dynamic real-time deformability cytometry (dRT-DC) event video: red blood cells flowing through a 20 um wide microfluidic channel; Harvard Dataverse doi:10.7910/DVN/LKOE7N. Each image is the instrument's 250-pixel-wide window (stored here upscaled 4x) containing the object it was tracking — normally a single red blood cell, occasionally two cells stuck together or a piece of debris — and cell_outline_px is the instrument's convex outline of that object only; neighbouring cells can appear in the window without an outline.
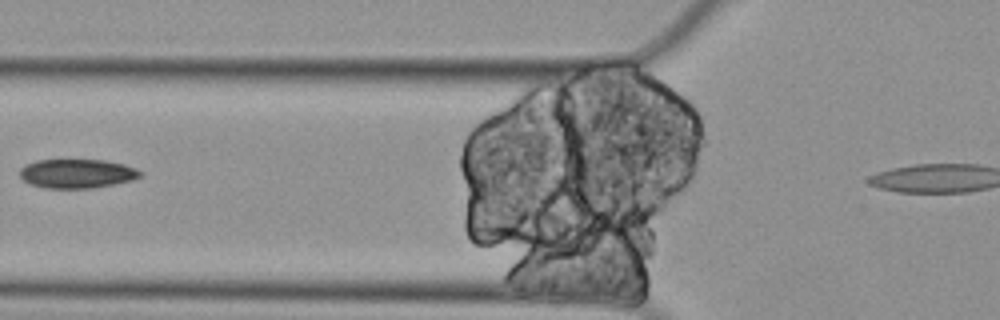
{"species": "Egyptian fruit bat (a non-hibernating species)", "species_latin": "Rousettus aegyptiacus", "temperature_condition": "cold", "stored_images_in_passage": 10, "camera_frame_rate_fps": 3000, "um_per_image_px": 0.085, "animal": {"sex": "female"}, "frame": {"image": 1, "passage_image": 3, "time_ms": 0.667, "image_size_px": [1000, 320], "cell_outline_px": [[144, 172], [140, 176], [132, 180], [92, 188], [44, 188], [32, 184], [24, 180], [20, 176], [20, 168], [24, 164], [36, 160], [104, 160], [124, 164], [136, 168]], "centroid_in_image_um": [6.54, 14.74], "position_along_channel_um": 119.3, "area_um2": 20.4}}
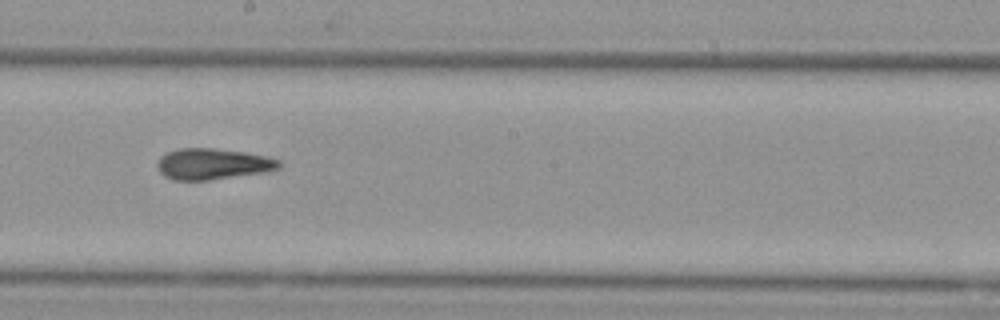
{"frame": {"image": 2, "passage_image": 6, "time_ms": 1.667, "image_size_px": [1000, 320], "cell_outline_px": [[280, 168], [268, 172], [208, 180], [172, 180], [164, 176], [160, 172], [156, 164], [160, 156], [164, 152], [180, 148], [212, 148], [244, 152], [264, 156], [280, 160]], "centroid_in_image_um": [18.05, 13.94], "position_along_channel_um": 230.1, "area_um2": 22.2}}
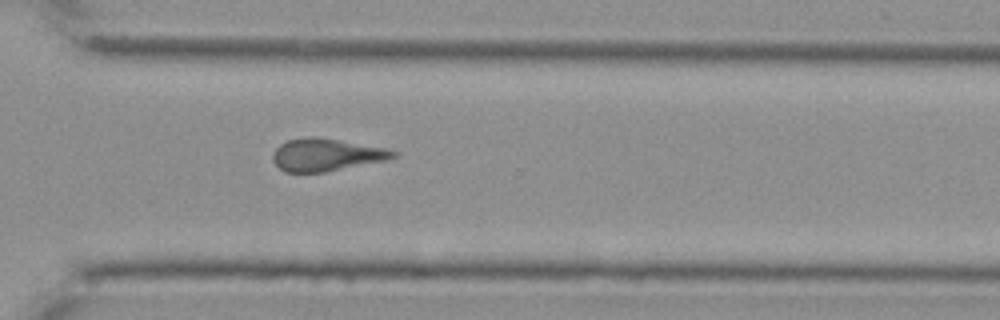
{"frame": {"image": 3, "passage_image": 10, "time_ms": 3.0, "image_size_px": [1000, 320], "cell_outline_px": [[400, 156], [388, 160], [324, 172], [284, 172], [272, 160], [272, 152], [280, 144], [288, 140], [312, 136], [316, 136], [340, 140], [384, 148], [400, 152]], "centroid_in_image_um": [27.76, 13.16], "position_along_channel_um": 342.8, "area_um2": 22.89}}